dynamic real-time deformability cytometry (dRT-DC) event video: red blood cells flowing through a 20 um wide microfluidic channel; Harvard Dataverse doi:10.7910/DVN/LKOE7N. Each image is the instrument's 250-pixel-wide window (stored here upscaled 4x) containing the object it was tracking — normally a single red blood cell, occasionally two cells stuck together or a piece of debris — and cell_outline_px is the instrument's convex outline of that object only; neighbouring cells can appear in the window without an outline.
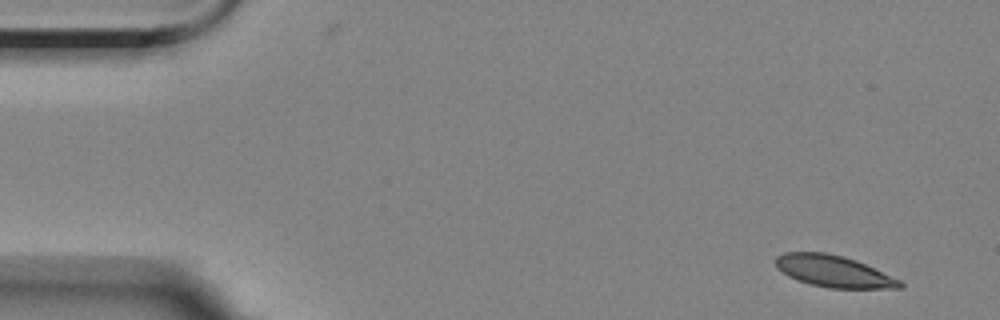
{"species": "Egyptian fruit bat (a non-hibernating species)", "species_latin": "Rousettus aegyptiacus", "temperature_condition": "room temperature", "stored_images_in_passage": 9, "camera_frame_rate_fps": 3000, "um_per_image_px": 0.085, "animal": {"sex": "female"}, "frame": {"image": 1, "passage_image": 1, "time_ms": 0.0, "image_size_px": [1000, 320], "cell_outline_px": [[904, 284], [900, 288], [828, 288], [796, 280], [788, 276], [776, 268], [776, 256], [784, 252], [824, 252], [856, 260], [900, 280]], "centroid_in_image_um": [70.82, 23.06], "position_along_channel_um": 14.2, "area_um2": 22.72}}
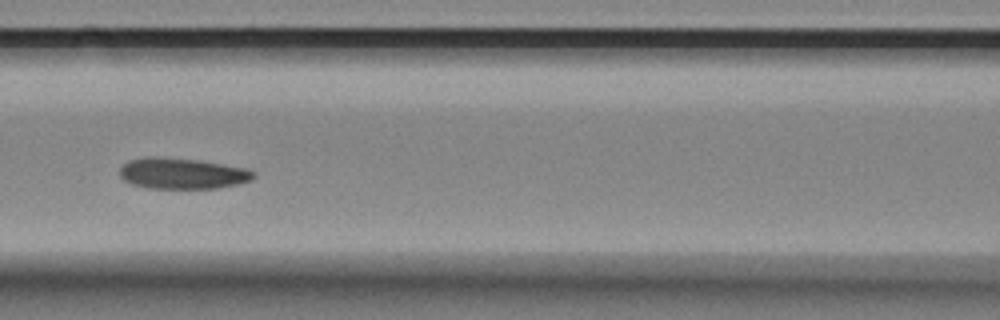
{"frame": {"image": 2, "passage_image": 7, "time_ms": 7.0, "image_size_px": [1000, 320], "cell_outline_px": [[256, 176], [252, 180], [236, 184], [216, 188], [148, 188], [132, 184], [124, 180], [120, 176], [120, 168], [128, 160], [144, 156], [156, 156], [200, 160], [248, 168], [256, 172]], "centroid_in_image_um": [15.5, 14.73], "position_along_channel_um": 151.1, "area_um2": 24.39}}
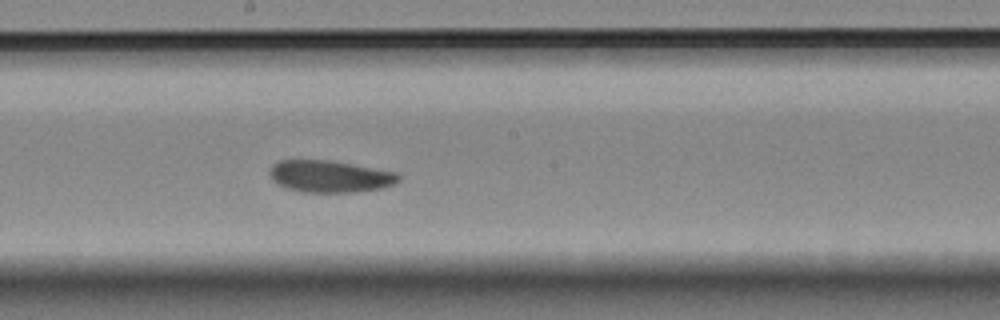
{"frame": {"image": 3, "passage_image": 9, "time_ms": 9.0, "image_size_px": [1000, 320], "cell_outline_px": [[400, 180], [392, 184], [380, 188], [356, 192], [300, 192], [276, 184], [272, 180], [268, 172], [272, 164], [280, 160], [328, 160], [352, 164], [396, 172], [400, 176]], "centroid_in_image_um": [27.99, 14.99], "position_along_channel_um": 220.2, "area_um2": 23.99}}